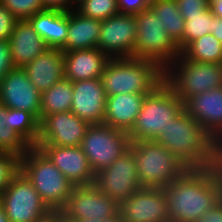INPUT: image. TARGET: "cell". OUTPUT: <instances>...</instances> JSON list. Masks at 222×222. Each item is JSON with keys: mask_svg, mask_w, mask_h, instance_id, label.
<instances>
[{"mask_svg": "<svg viewBox=\"0 0 222 222\" xmlns=\"http://www.w3.org/2000/svg\"><path fill=\"white\" fill-rule=\"evenodd\" d=\"M89 126L71 111L45 116L39 122L37 145L80 146Z\"/></svg>", "mask_w": 222, "mask_h": 222, "instance_id": "cell-14", "label": "cell"}, {"mask_svg": "<svg viewBox=\"0 0 222 222\" xmlns=\"http://www.w3.org/2000/svg\"><path fill=\"white\" fill-rule=\"evenodd\" d=\"M182 16L201 15L210 8V0H176Z\"/></svg>", "mask_w": 222, "mask_h": 222, "instance_id": "cell-35", "label": "cell"}, {"mask_svg": "<svg viewBox=\"0 0 222 222\" xmlns=\"http://www.w3.org/2000/svg\"><path fill=\"white\" fill-rule=\"evenodd\" d=\"M136 31L133 14L119 13L101 20L97 48L109 58H134Z\"/></svg>", "mask_w": 222, "mask_h": 222, "instance_id": "cell-13", "label": "cell"}, {"mask_svg": "<svg viewBox=\"0 0 222 222\" xmlns=\"http://www.w3.org/2000/svg\"><path fill=\"white\" fill-rule=\"evenodd\" d=\"M13 68L9 41L0 40V82Z\"/></svg>", "mask_w": 222, "mask_h": 222, "instance_id": "cell-37", "label": "cell"}, {"mask_svg": "<svg viewBox=\"0 0 222 222\" xmlns=\"http://www.w3.org/2000/svg\"><path fill=\"white\" fill-rule=\"evenodd\" d=\"M141 187L163 188L182 177L189 168L155 140L132 143Z\"/></svg>", "mask_w": 222, "mask_h": 222, "instance_id": "cell-6", "label": "cell"}, {"mask_svg": "<svg viewBox=\"0 0 222 222\" xmlns=\"http://www.w3.org/2000/svg\"><path fill=\"white\" fill-rule=\"evenodd\" d=\"M44 9L71 11L76 5L74 0H41Z\"/></svg>", "mask_w": 222, "mask_h": 222, "instance_id": "cell-39", "label": "cell"}, {"mask_svg": "<svg viewBox=\"0 0 222 222\" xmlns=\"http://www.w3.org/2000/svg\"><path fill=\"white\" fill-rule=\"evenodd\" d=\"M2 4L18 19L24 20L44 9L41 0H0Z\"/></svg>", "mask_w": 222, "mask_h": 222, "instance_id": "cell-33", "label": "cell"}, {"mask_svg": "<svg viewBox=\"0 0 222 222\" xmlns=\"http://www.w3.org/2000/svg\"><path fill=\"white\" fill-rule=\"evenodd\" d=\"M149 8L158 16L161 27L177 43L184 33L185 20L176 0H154Z\"/></svg>", "mask_w": 222, "mask_h": 222, "instance_id": "cell-27", "label": "cell"}, {"mask_svg": "<svg viewBox=\"0 0 222 222\" xmlns=\"http://www.w3.org/2000/svg\"><path fill=\"white\" fill-rule=\"evenodd\" d=\"M7 127L19 134L31 147L37 145L39 121L29 112L8 108Z\"/></svg>", "mask_w": 222, "mask_h": 222, "instance_id": "cell-30", "label": "cell"}, {"mask_svg": "<svg viewBox=\"0 0 222 222\" xmlns=\"http://www.w3.org/2000/svg\"><path fill=\"white\" fill-rule=\"evenodd\" d=\"M143 1L149 7L153 3L154 0H143Z\"/></svg>", "mask_w": 222, "mask_h": 222, "instance_id": "cell-47", "label": "cell"}, {"mask_svg": "<svg viewBox=\"0 0 222 222\" xmlns=\"http://www.w3.org/2000/svg\"><path fill=\"white\" fill-rule=\"evenodd\" d=\"M17 20L0 1V40H9Z\"/></svg>", "mask_w": 222, "mask_h": 222, "instance_id": "cell-36", "label": "cell"}, {"mask_svg": "<svg viewBox=\"0 0 222 222\" xmlns=\"http://www.w3.org/2000/svg\"><path fill=\"white\" fill-rule=\"evenodd\" d=\"M77 222H123V218L121 217L120 212H118L114 216L104 220L90 218V219L78 220Z\"/></svg>", "mask_w": 222, "mask_h": 222, "instance_id": "cell-45", "label": "cell"}, {"mask_svg": "<svg viewBox=\"0 0 222 222\" xmlns=\"http://www.w3.org/2000/svg\"><path fill=\"white\" fill-rule=\"evenodd\" d=\"M211 34L214 35L222 43V18L213 15V26Z\"/></svg>", "mask_w": 222, "mask_h": 222, "instance_id": "cell-43", "label": "cell"}, {"mask_svg": "<svg viewBox=\"0 0 222 222\" xmlns=\"http://www.w3.org/2000/svg\"><path fill=\"white\" fill-rule=\"evenodd\" d=\"M11 59L15 67L23 68L49 47L27 20H17L9 38Z\"/></svg>", "mask_w": 222, "mask_h": 222, "instance_id": "cell-22", "label": "cell"}, {"mask_svg": "<svg viewBox=\"0 0 222 222\" xmlns=\"http://www.w3.org/2000/svg\"><path fill=\"white\" fill-rule=\"evenodd\" d=\"M20 171L50 210L64 208L74 186L37 147L20 159Z\"/></svg>", "mask_w": 222, "mask_h": 222, "instance_id": "cell-5", "label": "cell"}, {"mask_svg": "<svg viewBox=\"0 0 222 222\" xmlns=\"http://www.w3.org/2000/svg\"><path fill=\"white\" fill-rule=\"evenodd\" d=\"M100 79L107 96L122 93L146 96L164 81V70L147 59L110 58Z\"/></svg>", "mask_w": 222, "mask_h": 222, "instance_id": "cell-3", "label": "cell"}, {"mask_svg": "<svg viewBox=\"0 0 222 222\" xmlns=\"http://www.w3.org/2000/svg\"><path fill=\"white\" fill-rule=\"evenodd\" d=\"M213 15L211 8H209L201 15L182 16L185 20V29L181 39L176 43L180 52H182L192 41L211 33Z\"/></svg>", "mask_w": 222, "mask_h": 222, "instance_id": "cell-31", "label": "cell"}, {"mask_svg": "<svg viewBox=\"0 0 222 222\" xmlns=\"http://www.w3.org/2000/svg\"><path fill=\"white\" fill-rule=\"evenodd\" d=\"M23 69L33 86L43 93L64 79V52L61 49L49 48Z\"/></svg>", "mask_w": 222, "mask_h": 222, "instance_id": "cell-20", "label": "cell"}, {"mask_svg": "<svg viewBox=\"0 0 222 222\" xmlns=\"http://www.w3.org/2000/svg\"><path fill=\"white\" fill-rule=\"evenodd\" d=\"M67 222L83 219H108L119 212V202L104 194L94 184L74 186L62 209Z\"/></svg>", "mask_w": 222, "mask_h": 222, "instance_id": "cell-12", "label": "cell"}, {"mask_svg": "<svg viewBox=\"0 0 222 222\" xmlns=\"http://www.w3.org/2000/svg\"><path fill=\"white\" fill-rule=\"evenodd\" d=\"M19 171V158L11 154L0 153V195Z\"/></svg>", "mask_w": 222, "mask_h": 222, "instance_id": "cell-34", "label": "cell"}, {"mask_svg": "<svg viewBox=\"0 0 222 222\" xmlns=\"http://www.w3.org/2000/svg\"><path fill=\"white\" fill-rule=\"evenodd\" d=\"M35 222H67L62 210H49L46 214L39 217Z\"/></svg>", "mask_w": 222, "mask_h": 222, "instance_id": "cell-41", "label": "cell"}, {"mask_svg": "<svg viewBox=\"0 0 222 222\" xmlns=\"http://www.w3.org/2000/svg\"><path fill=\"white\" fill-rule=\"evenodd\" d=\"M75 9L86 17L99 20H105L120 13L118 0H80Z\"/></svg>", "mask_w": 222, "mask_h": 222, "instance_id": "cell-32", "label": "cell"}, {"mask_svg": "<svg viewBox=\"0 0 222 222\" xmlns=\"http://www.w3.org/2000/svg\"><path fill=\"white\" fill-rule=\"evenodd\" d=\"M130 144L128 132L102 123L89 126L80 147L96 174L111 165L130 147Z\"/></svg>", "mask_w": 222, "mask_h": 222, "instance_id": "cell-9", "label": "cell"}, {"mask_svg": "<svg viewBox=\"0 0 222 222\" xmlns=\"http://www.w3.org/2000/svg\"><path fill=\"white\" fill-rule=\"evenodd\" d=\"M162 190L171 222H196L222 199V186L214 167L189 169Z\"/></svg>", "mask_w": 222, "mask_h": 222, "instance_id": "cell-1", "label": "cell"}, {"mask_svg": "<svg viewBox=\"0 0 222 222\" xmlns=\"http://www.w3.org/2000/svg\"><path fill=\"white\" fill-rule=\"evenodd\" d=\"M78 1H80V0H74V4L76 5Z\"/></svg>", "mask_w": 222, "mask_h": 222, "instance_id": "cell-48", "label": "cell"}, {"mask_svg": "<svg viewBox=\"0 0 222 222\" xmlns=\"http://www.w3.org/2000/svg\"><path fill=\"white\" fill-rule=\"evenodd\" d=\"M94 185L118 202L141 188L132 143L111 165L95 174Z\"/></svg>", "mask_w": 222, "mask_h": 222, "instance_id": "cell-11", "label": "cell"}, {"mask_svg": "<svg viewBox=\"0 0 222 222\" xmlns=\"http://www.w3.org/2000/svg\"><path fill=\"white\" fill-rule=\"evenodd\" d=\"M72 99V82L64 78L42 93L40 121L45 116L70 111Z\"/></svg>", "mask_w": 222, "mask_h": 222, "instance_id": "cell-26", "label": "cell"}, {"mask_svg": "<svg viewBox=\"0 0 222 222\" xmlns=\"http://www.w3.org/2000/svg\"><path fill=\"white\" fill-rule=\"evenodd\" d=\"M183 109L184 103L163 81L145 96L136 122L128 132L130 142L156 140Z\"/></svg>", "mask_w": 222, "mask_h": 222, "instance_id": "cell-4", "label": "cell"}, {"mask_svg": "<svg viewBox=\"0 0 222 222\" xmlns=\"http://www.w3.org/2000/svg\"><path fill=\"white\" fill-rule=\"evenodd\" d=\"M73 186L94 184L95 173L89 166L87 156L80 146L62 147L57 145H36Z\"/></svg>", "mask_w": 222, "mask_h": 222, "instance_id": "cell-17", "label": "cell"}, {"mask_svg": "<svg viewBox=\"0 0 222 222\" xmlns=\"http://www.w3.org/2000/svg\"><path fill=\"white\" fill-rule=\"evenodd\" d=\"M134 17L137 30L134 58L150 60L164 70L181 55L179 48L149 7L136 13Z\"/></svg>", "mask_w": 222, "mask_h": 222, "instance_id": "cell-8", "label": "cell"}, {"mask_svg": "<svg viewBox=\"0 0 222 222\" xmlns=\"http://www.w3.org/2000/svg\"><path fill=\"white\" fill-rule=\"evenodd\" d=\"M70 111L90 125L104 123L107 95L100 78L72 82Z\"/></svg>", "mask_w": 222, "mask_h": 222, "instance_id": "cell-18", "label": "cell"}, {"mask_svg": "<svg viewBox=\"0 0 222 222\" xmlns=\"http://www.w3.org/2000/svg\"><path fill=\"white\" fill-rule=\"evenodd\" d=\"M155 141L189 169H206L215 165L217 142L184 109L170 121Z\"/></svg>", "mask_w": 222, "mask_h": 222, "instance_id": "cell-2", "label": "cell"}, {"mask_svg": "<svg viewBox=\"0 0 222 222\" xmlns=\"http://www.w3.org/2000/svg\"><path fill=\"white\" fill-rule=\"evenodd\" d=\"M214 168L216 169V172L218 173V177L220 179L221 186H222V143H219L216 146Z\"/></svg>", "mask_w": 222, "mask_h": 222, "instance_id": "cell-42", "label": "cell"}, {"mask_svg": "<svg viewBox=\"0 0 222 222\" xmlns=\"http://www.w3.org/2000/svg\"><path fill=\"white\" fill-rule=\"evenodd\" d=\"M49 48L62 49L68 32V12L45 9L27 19Z\"/></svg>", "mask_w": 222, "mask_h": 222, "instance_id": "cell-25", "label": "cell"}, {"mask_svg": "<svg viewBox=\"0 0 222 222\" xmlns=\"http://www.w3.org/2000/svg\"><path fill=\"white\" fill-rule=\"evenodd\" d=\"M101 20L86 17L76 9L68 11V32L64 53L97 47Z\"/></svg>", "mask_w": 222, "mask_h": 222, "instance_id": "cell-24", "label": "cell"}, {"mask_svg": "<svg viewBox=\"0 0 222 222\" xmlns=\"http://www.w3.org/2000/svg\"><path fill=\"white\" fill-rule=\"evenodd\" d=\"M210 8L216 17L222 18V0H210Z\"/></svg>", "mask_w": 222, "mask_h": 222, "instance_id": "cell-44", "label": "cell"}, {"mask_svg": "<svg viewBox=\"0 0 222 222\" xmlns=\"http://www.w3.org/2000/svg\"><path fill=\"white\" fill-rule=\"evenodd\" d=\"M184 110L217 144L222 143V86L191 97L184 103Z\"/></svg>", "mask_w": 222, "mask_h": 222, "instance_id": "cell-19", "label": "cell"}, {"mask_svg": "<svg viewBox=\"0 0 222 222\" xmlns=\"http://www.w3.org/2000/svg\"><path fill=\"white\" fill-rule=\"evenodd\" d=\"M196 222H222V199L212 210H208Z\"/></svg>", "mask_w": 222, "mask_h": 222, "instance_id": "cell-40", "label": "cell"}, {"mask_svg": "<svg viewBox=\"0 0 222 222\" xmlns=\"http://www.w3.org/2000/svg\"><path fill=\"white\" fill-rule=\"evenodd\" d=\"M145 96L116 94L107 96L104 124L129 132L134 126Z\"/></svg>", "mask_w": 222, "mask_h": 222, "instance_id": "cell-23", "label": "cell"}, {"mask_svg": "<svg viewBox=\"0 0 222 222\" xmlns=\"http://www.w3.org/2000/svg\"><path fill=\"white\" fill-rule=\"evenodd\" d=\"M0 222H10L5 213V209L1 204H0Z\"/></svg>", "mask_w": 222, "mask_h": 222, "instance_id": "cell-46", "label": "cell"}, {"mask_svg": "<svg viewBox=\"0 0 222 222\" xmlns=\"http://www.w3.org/2000/svg\"><path fill=\"white\" fill-rule=\"evenodd\" d=\"M164 81L185 103L195 95L222 86V66L190 61L181 54L164 69Z\"/></svg>", "mask_w": 222, "mask_h": 222, "instance_id": "cell-7", "label": "cell"}, {"mask_svg": "<svg viewBox=\"0 0 222 222\" xmlns=\"http://www.w3.org/2000/svg\"><path fill=\"white\" fill-rule=\"evenodd\" d=\"M41 96L21 67L13 68L0 82V103L7 108L27 111L39 122Z\"/></svg>", "mask_w": 222, "mask_h": 222, "instance_id": "cell-16", "label": "cell"}, {"mask_svg": "<svg viewBox=\"0 0 222 222\" xmlns=\"http://www.w3.org/2000/svg\"><path fill=\"white\" fill-rule=\"evenodd\" d=\"M118 8L120 13L135 15L147 9L148 6L143 0H118Z\"/></svg>", "mask_w": 222, "mask_h": 222, "instance_id": "cell-38", "label": "cell"}, {"mask_svg": "<svg viewBox=\"0 0 222 222\" xmlns=\"http://www.w3.org/2000/svg\"><path fill=\"white\" fill-rule=\"evenodd\" d=\"M181 54L190 61L221 64L222 43L209 33L192 41Z\"/></svg>", "mask_w": 222, "mask_h": 222, "instance_id": "cell-28", "label": "cell"}, {"mask_svg": "<svg viewBox=\"0 0 222 222\" xmlns=\"http://www.w3.org/2000/svg\"><path fill=\"white\" fill-rule=\"evenodd\" d=\"M0 204L10 222H35L50 210L21 171L1 193Z\"/></svg>", "mask_w": 222, "mask_h": 222, "instance_id": "cell-10", "label": "cell"}, {"mask_svg": "<svg viewBox=\"0 0 222 222\" xmlns=\"http://www.w3.org/2000/svg\"><path fill=\"white\" fill-rule=\"evenodd\" d=\"M123 222H171L162 188L141 187L119 202Z\"/></svg>", "mask_w": 222, "mask_h": 222, "instance_id": "cell-15", "label": "cell"}, {"mask_svg": "<svg viewBox=\"0 0 222 222\" xmlns=\"http://www.w3.org/2000/svg\"><path fill=\"white\" fill-rule=\"evenodd\" d=\"M110 58L97 47L64 53V78L71 82L101 78Z\"/></svg>", "mask_w": 222, "mask_h": 222, "instance_id": "cell-21", "label": "cell"}, {"mask_svg": "<svg viewBox=\"0 0 222 222\" xmlns=\"http://www.w3.org/2000/svg\"><path fill=\"white\" fill-rule=\"evenodd\" d=\"M8 108L0 103V153L21 159L31 146L14 130L7 127Z\"/></svg>", "mask_w": 222, "mask_h": 222, "instance_id": "cell-29", "label": "cell"}]
</instances>
